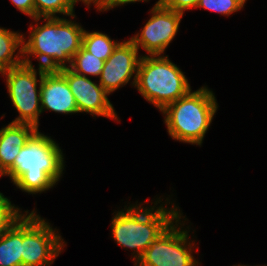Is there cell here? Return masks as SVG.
Wrapping results in <instances>:
<instances>
[{
    "label": "cell",
    "instance_id": "1",
    "mask_svg": "<svg viewBox=\"0 0 267 266\" xmlns=\"http://www.w3.org/2000/svg\"><path fill=\"white\" fill-rule=\"evenodd\" d=\"M163 199L157 197L151 202L153 206L148 203L146 207L142 204L146 200L139 204L137 201L135 204L123 206L124 209L112 214L114 216L111 219V237L123 249L133 251L131 254L134 265L152 241L182 214V210L170 200V196L166 197L165 202H162Z\"/></svg>",
    "mask_w": 267,
    "mask_h": 266
},
{
    "label": "cell",
    "instance_id": "2",
    "mask_svg": "<svg viewBox=\"0 0 267 266\" xmlns=\"http://www.w3.org/2000/svg\"><path fill=\"white\" fill-rule=\"evenodd\" d=\"M70 18H33L35 26L33 22L29 26L28 38L23 33V63L34 65L30 59L34 57L39 62L38 67L45 70L69 67L73 56L82 47L84 34L82 25L74 20L76 15ZM41 20L44 23L40 24Z\"/></svg>",
    "mask_w": 267,
    "mask_h": 266
},
{
    "label": "cell",
    "instance_id": "3",
    "mask_svg": "<svg viewBox=\"0 0 267 266\" xmlns=\"http://www.w3.org/2000/svg\"><path fill=\"white\" fill-rule=\"evenodd\" d=\"M64 156L59 144L38 129L21 148L5 176L22 192L41 194L60 181L65 171Z\"/></svg>",
    "mask_w": 267,
    "mask_h": 266
},
{
    "label": "cell",
    "instance_id": "4",
    "mask_svg": "<svg viewBox=\"0 0 267 266\" xmlns=\"http://www.w3.org/2000/svg\"><path fill=\"white\" fill-rule=\"evenodd\" d=\"M217 109L214 92L204 85L196 91L191 89L161 113L171 139L201 147Z\"/></svg>",
    "mask_w": 267,
    "mask_h": 266
},
{
    "label": "cell",
    "instance_id": "5",
    "mask_svg": "<svg viewBox=\"0 0 267 266\" xmlns=\"http://www.w3.org/2000/svg\"><path fill=\"white\" fill-rule=\"evenodd\" d=\"M141 55L135 89L160 112L191 90L185 72L168 55Z\"/></svg>",
    "mask_w": 267,
    "mask_h": 266
},
{
    "label": "cell",
    "instance_id": "6",
    "mask_svg": "<svg viewBox=\"0 0 267 266\" xmlns=\"http://www.w3.org/2000/svg\"><path fill=\"white\" fill-rule=\"evenodd\" d=\"M183 213L146 249L134 266H199L193 255L197 248L195 239L190 237L191 226ZM182 220V221H181Z\"/></svg>",
    "mask_w": 267,
    "mask_h": 266
},
{
    "label": "cell",
    "instance_id": "7",
    "mask_svg": "<svg viewBox=\"0 0 267 266\" xmlns=\"http://www.w3.org/2000/svg\"><path fill=\"white\" fill-rule=\"evenodd\" d=\"M22 63L1 73L18 116L12 123L29 124L39 129L41 110V83L44 68ZM39 76V79L37 78Z\"/></svg>",
    "mask_w": 267,
    "mask_h": 266
},
{
    "label": "cell",
    "instance_id": "8",
    "mask_svg": "<svg viewBox=\"0 0 267 266\" xmlns=\"http://www.w3.org/2000/svg\"><path fill=\"white\" fill-rule=\"evenodd\" d=\"M36 210L22 215V266H51L67 243Z\"/></svg>",
    "mask_w": 267,
    "mask_h": 266
},
{
    "label": "cell",
    "instance_id": "9",
    "mask_svg": "<svg viewBox=\"0 0 267 266\" xmlns=\"http://www.w3.org/2000/svg\"><path fill=\"white\" fill-rule=\"evenodd\" d=\"M149 12L151 17L143 28L129 39L138 49L146 51L147 56L164 55L179 31L184 14L163 7L161 0Z\"/></svg>",
    "mask_w": 267,
    "mask_h": 266
},
{
    "label": "cell",
    "instance_id": "10",
    "mask_svg": "<svg viewBox=\"0 0 267 266\" xmlns=\"http://www.w3.org/2000/svg\"><path fill=\"white\" fill-rule=\"evenodd\" d=\"M67 80L75 98L78 113L105 117L120 123V118L109 100V94L91 78L73 72L69 67L58 70Z\"/></svg>",
    "mask_w": 267,
    "mask_h": 266
},
{
    "label": "cell",
    "instance_id": "11",
    "mask_svg": "<svg viewBox=\"0 0 267 266\" xmlns=\"http://www.w3.org/2000/svg\"><path fill=\"white\" fill-rule=\"evenodd\" d=\"M138 52L139 49L130 39L123 40L105 61L98 83L109 95L130 81V85L135 87L138 65L142 56Z\"/></svg>",
    "mask_w": 267,
    "mask_h": 266
},
{
    "label": "cell",
    "instance_id": "12",
    "mask_svg": "<svg viewBox=\"0 0 267 266\" xmlns=\"http://www.w3.org/2000/svg\"><path fill=\"white\" fill-rule=\"evenodd\" d=\"M41 110L60 114L78 113L66 78L58 70H45L41 83Z\"/></svg>",
    "mask_w": 267,
    "mask_h": 266
},
{
    "label": "cell",
    "instance_id": "13",
    "mask_svg": "<svg viewBox=\"0 0 267 266\" xmlns=\"http://www.w3.org/2000/svg\"><path fill=\"white\" fill-rule=\"evenodd\" d=\"M38 129L29 124L10 122L0 129V168L6 172L30 137Z\"/></svg>",
    "mask_w": 267,
    "mask_h": 266
},
{
    "label": "cell",
    "instance_id": "14",
    "mask_svg": "<svg viewBox=\"0 0 267 266\" xmlns=\"http://www.w3.org/2000/svg\"><path fill=\"white\" fill-rule=\"evenodd\" d=\"M22 216L0 234V266H22Z\"/></svg>",
    "mask_w": 267,
    "mask_h": 266
},
{
    "label": "cell",
    "instance_id": "15",
    "mask_svg": "<svg viewBox=\"0 0 267 266\" xmlns=\"http://www.w3.org/2000/svg\"><path fill=\"white\" fill-rule=\"evenodd\" d=\"M22 38L23 33L0 27V74L23 63Z\"/></svg>",
    "mask_w": 267,
    "mask_h": 266
},
{
    "label": "cell",
    "instance_id": "16",
    "mask_svg": "<svg viewBox=\"0 0 267 266\" xmlns=\"http://www.w3.org/2000/svg\"><path fill=\"white\" fill-rule=\"evenodd\" d=\"M119 43L120 41L112 40L108 34L84 29L82 47L101 60L106 61Z\"/></svg>",
    "mask_w": 267,
    "mask_h": 266
},
{
    "label": "cell",
    "instance_id": "17",
    "mask_svg": "<svg viewBox=\"0 0 267 266\" xmlns=\"http://www.w3.org/2000/svg\"><path fill=\"white\" fill-rule=\"evenodd\" d=\"M104 60L99 59L92 53L85 50L83 47L73 56L69 68L85 77L99 78L104 67Z\"/></svg>",
    "mask_w": 267,
    "mask_h": 266
},
{
    "label": "cell",
    "instance_id": "18",
    "mask_svg": "<svg viewBox=\"0 0 267 266\" xmlns=\"http://www.w3.org/2000/svg\"><path fill=\"white\" fill-rule=\"evenodd\" d=\"M35 17H70L75 14V0H34ZM59 15V16H58Z\"/></svg>",
    "mask_w": 267,
    "mask_h": 266
},
{
    "label": "cell",
    "instance_id": "19",
    "mask_svg": "<svg viewBox=\"0 0 267 266\" xmlns=\"http://www.w3.org/2000/svg\"><path fill=\"white\" fill-rule=\"evenodd\" d=\"M247 0H199L196 8H203L220 15L230 16L243 10Z\"/></svg>",
    "mask_w": 267,
    "mask_h": 266
},
{
    "label": "cell",
    "instance_id": "20",
    "mask_svg": "<svg viewBox=\"0 0 267 266\" xmlns=\"http://www.w3.org/2000/svg\"><path fill=\"white\" fill-rule=\"evenodd\" d=\"M26 212L19 206L12 204L8 197L0 192V234L6 231L16 220Z\"/></svg>",
    "mask_w": 267,
    "mask_h": 266
},
{
    "label": "cell",
    "instance_id": "21",
    "mask_svg": "<svg viewBox=\"0 0 267 266\" xmlns=\"http://www.w3.org/2000/svg\"><path fill=\"white\" fill-rule=\"evenodd\" d=\"M199 0H161V5L184 14L185 11L196 9Z\"/></svg>",
    "mask_w": 267,
    "mask_h": 266
},
{
    "label": "cell",
    "instance_id": "22",
    "mask_svg": "<svg viewBox=\"0 0 267 266\" xmlns=\"http://www.w3.org/2000/svg\"><path fill=\"white\" fill-rule=\"evenodd\" d=\"M149 0H100L98 7L96 8L99 12L109 11L115 7L124 6L130 3L136 2H148Z\"/></svg>",
    "mask_w": 267,
    "mask_h": 266
},
{
    "label": "cell",
    "instance_id": "23",
    "mask_svg": "<svg viewBox=\"0 0 267 266\" xmlns=\"http://www.w3.org/2000/svg\"><path fill=\"white\" fill-rule=\"evenodd\" d=\"M10 2L24 15H28L31 19L35 18L34 0H11Z\"/></svg>",
    "mask_w": 267,
    "mask_h": 266
},
{
    "label": "cell",
    "instance_id": "24",
    "mask_svg": "<svg viewBox=\"0 0 267 266\" xmlns=\"http://www.w3.org/2000/svg\"><path fill=\"white\" fill-rule=\"evenodd\" d=\"M75 1L77 3L81 2V3H83V5L85 4V6H87L88 9L92 6V4H93V6H95V8H97L99 5V2H100V0H75Z\"/></svg>",
    "mask_w": 267,
    "mask_h": 266
},
{
    "label": "cell",
    "instance_id": "25",
    "mask_svg": "<svg viewBox=\"0 0 267 266\" xmlns=\"http://www.w3.org/2000/svg\"><path fill=\"white\" fill-rule=\"evenodd\" d=\"M5 176V172L0 168V177Z\"/></svg>",
    "mask_w": 267,
    "mask_h": 266
},
{
    "label": "cell",
    "instance_id": "26",
    "mask_svg": "<svg viewBox=\"0 0 267 266\" xmlns=\"http://www.w3.org/2000/svg\"><path fill=\"white\" fill-rule=\"evenodd\" d=\"M233 266H249V265L238 264V265H233ZM255 266H257V265H255ZM258 266H261V265H258ZM263 266H267V265H263Z\"/></svg>",
    "mask_w": 267,
    "mask_h": 266
}]
</instances>
